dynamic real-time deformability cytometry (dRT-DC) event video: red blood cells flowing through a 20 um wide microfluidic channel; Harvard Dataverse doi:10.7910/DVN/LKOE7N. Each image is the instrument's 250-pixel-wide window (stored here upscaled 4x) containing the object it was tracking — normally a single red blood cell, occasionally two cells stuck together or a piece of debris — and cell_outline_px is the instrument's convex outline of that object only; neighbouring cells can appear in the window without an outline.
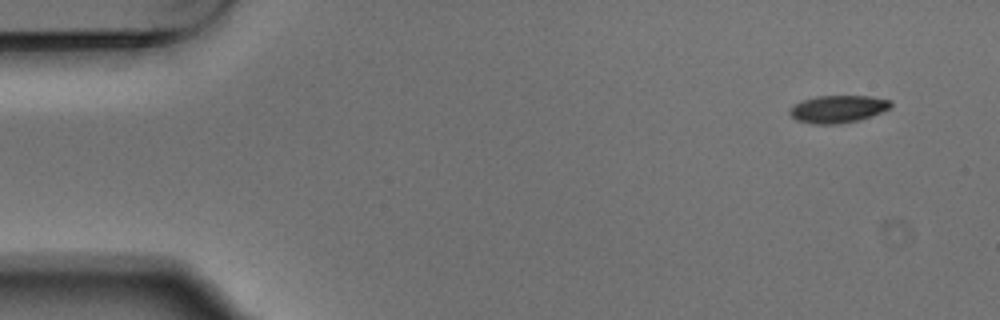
{"species": "Egyptian fruit bat (a non-hibernating species)", "species_latin": "Rousettus aegyptiacus", "temperature_condition": "warm", "stored_images_in_passage": 3, "camera_frame_rate_fps": 3000, "um_per_image_px": 0.085, "animal": {"sex": "male"}, "frame": {"image": 1, "passage_image": 1, "time_ms": 0.0, "image_size_px": [1000, 320], "cell_outline_px": [[892, 104], [888, 108], [872, 116], [860, 120], [840, 124], [816, 124], [796, 120], [788, 112], [788, 108], [804, 100], [816, 96], [872, 96], [892, 100]], "centroid_in_image_um": [71.23, 9.27], "position_along_channel_um": 13.8, "area_um2": 16.18}}